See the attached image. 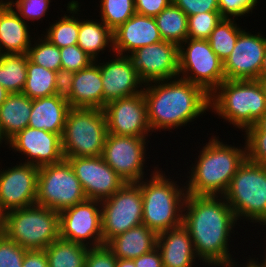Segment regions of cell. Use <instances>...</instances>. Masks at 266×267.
Instances as JSON below:
<instances>
[{"mask_svg": "<svg viewBox=\"0 0 266 267\" xmlns=\"http://www.w3.org/2000/svg\"><path fill=\"white\" fill-rule=\"evenodd\" d=\"M151 177L137 182L143 202L142 224L156 234L183 224V209L187 196L186 187L167 178L155 166Z\"/></svg>", "mask_w": 266, "mask_h": 267, "instance_id": "cell-4", "label": "cell"}, {"mask_svg": "<svg viewBox=\"0 0 266 267\" xmlns=\"http://www.w3.org/2000/svg\"><path fill=\"white\" fill-rule=\"evenodd\" d=\"M257 81L259 82V84L261 85L262 87V90L265 94V97H266V76H259L257 78Z\"/></svg>", "mask_w": 266, "mask_h": 267, "instance_id": "cell-54", "label": "cell"}, {"mask_svg": "<svg viewBox=\"0 0 266 267\" xmlns=\"http://www.w3.org/2000/svg\"><path fill=\"white\" fill-rule=\"evenodd\" d=\"M56 72L33 63L28 59L26 84L22 91L30 99L54 95Z\"/></svg>", "mask_w": 266, "mask_h": 267, "instance_id": "cell-33", "label": "cell"}, {"mask_svg": "<svg viewBox=\"0 0 266 267\" xmlns=\"http://www.w3.org/2000/svg\"><path fill=\"white\" fill-rule=\"evenodd\" d=\"M103 111L109 134L132 137H148L152 134L143 92L111 101Z\"/></svg>", "mask_w": 266, "mask_h": 267, "instance_id": "cell-14", "label": "cell"}, {"mask_svg": "<svg viewBox=\"0 0 266 267\" xmlns=\"http://www.w3.org/2000/svg\"><path fill=\"white\" fill-rule=\"evenodd\" d=\"M223 197L240 219L266 226V166L246 159Z\"/></svg>", "mask_w": 266, "mask_h": 267, "instance_id": "cell-6", "label": "cell"}, {"mask_svg": "<svg viewBox=\"0 0 266 267\" xmlns=\"http://www.w3.org/2000/svg\"><path fill=\"white\" fill-rule=\"evenodd\" d=\"M147 138L107 133L101 156L126 183L144 179Z\"/></svg>", "mask_w": 266, "mask_h": 267, "instance_id": "cell-13", "label": "cell"}, {"mask_svg": "<svg viewBox=\"0 0 266 267\" xmlns=\"http://www.w3.org/2000/svg\"><path fill=\"white\" fill-rule=\"evenodd\" d=\"M266 254V253H265ZM262 257H265L263 258V260H260L262 262H258L256 260H259L258 258L255 259V258H249V260L247 262H245V265L243 264H238V262H235V258H232V260L225 266V267H266V255L265 256H262ZM247 263V264H246ZM243 265V266H242Z\"/></svg>", "mask_w": 266, "mask_h": 267, "instance_id": "cell-49", "label": "cell"}, {"mask_svg": "<svg viewBox=\"0 0 266 267\" xmlns=\"http://www.w3.org/2000/svg\"><path fill=\"white\" fill-rule=\"evenodd\" d=\"M244 29L238 36L233 51L223 62L226 80H257L266 51V37Z\"/></svg>", "mask_w": 266, "mask_h": 267, "instance_id": "cell-18", "label": "cell"}, {"mask_svg": "<svg viewBox=\"0 0 266 267\" xmlns=\"http://www.w3.org/2000/svg\"><path fill=\"white\" fill-rule=\"evenodd\" d=\"M22 267H49L45 250H27Z\"/></svg>", "mask_w": 266, "mask_h": 267, "instance_id": "cell-48", "label": "cell"}, {"mask_svg": "<svg viewBox=\"0 0 266 267\" xmlns=\"http://www.w3.org/2000/svg\"><path fill=\"white\" fill-rule=\"evenodd\" d=\"M222 19L223 17L219 11L203 12L188 16L187 38L207 40Z\"/></svg>", "mask_w": 266, "mask_h": 267, "instance_id": "cell-37", "label": "cell"}, {"mask_svg": "<svg viewBox=\"0 0 266 267\" xmlns=\"http://www.w3.org/2000/svg\"><path fill=\"white\" fill-rule=\"evenodd\" d=\"M116 267H136L134 260L117 258Z\"/></svg>", "mask_w": 266, "mask_h": 267, "instance_id": "cell-51", "label": "cell"}, {"mask_svg": "<svg viewBox=\"0 0 266 267\" xmlns=\"http://www.w3.org/2000/svg\"><path fill=\"white\" fill-rule=\"evenodd\" d=\"M154 18L164 41L180 46L187 39L188 16L173 3H170Z\"/></svg>", "mask_w": 266, "mask_h": 267, "instance_id": "cell-31", "label": "cell"}, {"mask_svg": "<svg viewBox=\"0 0 266 267\" xmlns=\"http://www.w3.org/2000/svg\"><path fill=\"white\" fill-rule=\"evenodd\" d=\"M39 167L21 163L0 170V209L7 213L36 204Z\"/></svg>", "mask_w": 266, "mask_h": 267, "instance_id": "cell-15", "label": "cell"}, {"mask_svg": "<svg viewBox=\"0 0 266 267\" xmlns=\"http://www.w3.org/2000/svg\"><path fill=\"white\" fill-rule=\"evenodd\" d=\"M66 160L81 182L87 199L102 201L112 196L126 183L102 156L68 157Z\"/></svg>", "mask_w": 266, "mask_h": 267, "instance_id": "cell-17", "label": "cell"}, {"mask_svg": "<svg viewBox=\"0 0 266 267\" xmlns=\"http://www.w3.org/2000/svg\"><path fill=\"white\" fill-rule=\"evenodd\" d=\"M210 108L245 132L266 113V97L257 80H224L210 95Z\"/></svg>", "mask_w": 266, "mask_h": 267, "instance_id": "cell-5", "label": "cell"}, {"mask_svg": "<svg viewBox=\"0 0 266 267\" xmlns=\"http://www.w3.org/2000/svg\"><path fill=\"white\" fill-rule=\"evenodd\" d=\"M5 235L27 250H45L60 237L59 212L34 204L5 213Z\"/></svg>", "mask_w": 266, "mask_h": 267, "instance_id": "cell-7", "label": "cell"}, {"mask_svg": "<svg viewBox=\"0 0 266 267\" xmlns=\"http://www.w3.org/2000/svg\"><path fill=\"white\" fill-rule=\"evenodd\" d=\"M8 146L26 156L27 160L25 158L22 163L38 167L56 164L65 159L61 136L42 129L26 127L9 140Z\"/></svg>", "mask_w": 266, "mask_h": 267, "instance_id": "cell-19", "label": "cell"}, {"mask_svg": "<svg viewBox=\"0 0 266 267\" xmlns=\"http://www.w3.org/2000/svg\"><path fill=\"white\" fill-rule=\"evenodd\" d=\"M161 41L155 18L135 13L113 31V53L129 56L136 49Z\"/></svg>", "mask_w": 266, "mask_h": 267, "instance_id": "cell-21", "label": "cell"}, {"mask_svg": "<svg viewBox=\"0 0 266 267\" xmlns=\"http://www.w3.org/2000/svg\"><path fill=\"white\" fill-rule=\"evenodd\" d=\"M237 222L223 196L187 194L183 225L189 231L198 261L205 266L225 267L232 260L228 243Z\"/></svg>", "mask_w": 266, "mask_h": 267, "instance_id": "cell-1", "label": "cell"}, {"mask_svg": "<svg viewBox=\"0 0 266 267\" xmlns=\"http://www.w3.org/2000/svg\"><path fill=\"white\" fill-rule=\"evenodd\" d=\"M27 54H0V85L10 94L22 93L27 78Z\"/></svg>", "mask_w": 266, "mask_h": 267, "instance_id": "cell-32", "label": "cell"}, {"mask_svg": "<svg viewBox=\"0 0 266 267\" xmlns=\"http://www.w3.org/2000/svg\"><path fill=\"white\" fill-rule=\"evenodd\" d=\"M130 58L140 80L147 84L178 77L179 46L161 41L136 49Z\"/></svg>", "mask_w": 266, "mask_h": 267, "instance_id": "cell-16", "label": "cell"}, {"mask_svg": "<svg viewBox=\"0 0 266 267\" xmlns=\"http://www.w3.org/2000/svg\"><path fill=\"white\" fill-rule=\"evenodd\" d=\"M67 5V13L70 14L63 15L61 19L58 18L59 20H55L56 22L50 24L43 35L59 49L69 45H76L78 40L79 19L75 14H78V11L80 12V3L72 0Z\"/></svg>", "mask_w": 266, "mask_h": 267, "instance_id": "cell-29", "label": "cell"}, {"mask_svg": "<svg viewBox=\"0 0 266 267\" xmlns=\"http://www.w3.org/2000/svg\"><path fill=\"white\" fill-rule=\"evenodd\" d=\"M32 99L23 93L9 94L0 106V127L9 141L29 124Z\"/></svg>", "mask_w": 266, "mask_h": 267, "instance_id": "cell-27", "label": "cell"}, {"mask_svg": "<svg viewBox=\"0 0 266 267\" xmlns=\"http://www.w3.org/2000/svg\"><path fill=\"white\" fill-rule=\"evenodd\" d=\"M172 0H135L136 13L143 16H157Z\"/></svg>", "mask_w": 266, "mask_h": 267, "instance_id": "cell-46", "label": "cell"}, {"mask_svg": "<svg viewBox=\"0 0 266 267\" xmlns=\"http://www.w3.org/2000/svg\"><path fill=\"white\" fill-rule=\"evenodd\" d=\"M26 251L4 235L0 238V267H22Z\"/></svg>", "mask_w": 266, "mask_h": 267, "instance_id": "cell-40", "label": "cell"}, {"mask_svg": "<svg viewBox=\"0 0 266 267\" xmlns=\"http://www.w3.org/2000/svg\"><path fill=\"white\" fill-rule=\"evenodd\" d=\"M77 45L96 61L106 47L113 51V32L101 20L80 19Z\"/></svg>", "mask_w": 266, "mask_h": 267, "instance_id": "cell-28", "label": "cell"}, {"mask_svg": "<svg viewBox=\"0 0 266 267\" xmlns=\"http://www.w3.org/2000/svg\"><path fill=\"white\" fill-rule=\"evenodd\" d=\"M157 234L140 224L131 228L106 243L112 253L120 259H136L156 247Z\"/></svg>", "mask_w": 266, "mask_h": 267, "instance_id": "cell-26", "label": "cell"}, {"mask_svg": "<svg viewBox=\"0 0 266 267\" xmlns=\"http://www.w3.org/2000/svg\"><path fill=\"white\" fill-rule=\"evenodd\" d=\"M258 2V0H218L219 12L223 18L236 20L237 17L250 14Z\"/></svg>", "mask_w": 266, "mask_h": 267, "instance_id": "cell-42", "label": "cell"}, {"mask_svg": "<svg viewBox=\"0 0 266 267\" xmlns=\"http://www.w3.org/2000/svg\"><path fill=\"white\" fill-rule=\"evenodd\" d=\"M107 133L103 109L71 107L61 137L64 158L101 156Z\"/></svg>", "mask_w": 266, "mask_h": 267, "instance_id": "cell-8", "label": "cell"}, {"mask_svg": "<svg viewBox=\"0 0 266 267\" xmlns=\"http://www.w3.org/2000/svg\"><path fill=\"white\" fill-rule=\"evenodd\" d=\"M234 19L223 18L207 39L215 54L224 62L233 51L239 34L244 30Z\"/></svg>", "mask_w": 266, "mask_h": 267, "instance_id": "cell-34", "label": "cell"}, {"mask_svg": "<svg viewBox=\"0 0 266 267\" xmlns=\"http://www.w3.org/2000/svg\"><path fill=\"white\" fill-rule=\"evenodd\" d=\"M8 3H0V54H27L30 28Z\"/></svg>", "mask_w": 266, "mask_h": 267, "instance_id": "cell-23", "label": "cell"}, {"mask_svg": "<svg viewBox=\"0 0 266 267\" xmlns=\"http://www.w3.org/2000/svg\"><path fill=\"white\" fill-rule=\"evenodd\" d=\"M133 260L136 267H164L157 247Z\"/></svg>", "mask_w": 266, "mask_h": 267, "instance_id": "cell-47", "label": "cell"}, {"mask_svg": "<svg viewBox=\"0 0 266 267\" xmlns=\"http://www.w3.org/2000/svg\"><path fill=\"white\" fill-rule=\"evenodd\" d=\"M156 247L164 267H193L198 259L189 231L183 224L157 234Z\"/></svg>", "mask_w": 266, "mask_h": 267, "instance_id": "cell-22", "label": "cell"}, {"mask_svg": "<svg viewBox=\"0 0 266 267\" xmlns=\"http://www.w3.org/2000/svg\"><path fill=\"white\" fill-rule=\"evenodd\" d=\"M101 21L113 32L135 13V0H100Z\"/></svg>", "mask_w": 266, "mask_h": 267, "instance_id": "cell-35", "label": "cell"}, {"mask_svg": "<svg viewBox=\"0 0 266 267\" xmlns=\"http://www.w3.org/2000/svg\"><path fill=\"white\" fill-rule=\"evenodd\" d=\"M10 93L0 85V106Z\"/></svg>", "mask_w": 266, "mask_h": 267, "instance_id": "cell-53", "label": "cell"}, {"mask_svg": "<svg viewBox=\"0 0 266 267\" xmlns=\"http://www.w3.org/2000/svg\"><path fill=\"white\" fill-rule=\"evenodd\" d=\"M89 247L58 238L46 249L49 267H85Z\"/></svg>", "mask_w": 266, "mask_h": 267, "instance_id": "cell-30", "label": "cell"}, {"mask_svg": "<svg viewBox=\"0 0 266 267\" xmlns=\"http://www.w3.org/2000/svg\"><path fill=\"white\" fill-rule=\"evenodd\" d=\"M59 228L62 239L89 248L102 246L101 201L86 199L60 211Z\"/></svg>", "mask_w": 266, "mask_h": 267, "instance_id": "cell-12", "label": "cell"}, {"mask_svg": "<svg viewBox=\"0 0 266 267\" xmlns=\"http://www.w3.org/2000/svg\"><path fill=\"white\" fill-rule=\"evenodd\" d=\"M5 142V144H9V141L7 140V138L4 136L2 130H1V127H0V144H2L3 142ZM1 146V145H0Z\"/></svg>", "mask_w": 266, "mask_h": 267, "instance_id": "cell-56", "label": "cell"}, {"mask_svg": "<svg viewBox=\"0 0 266 267\" xmlns=\"http://www.w3.org/2000/svg\"><path fill=\"white\" fill-rule=\"evenodd\" d=\"M86 199L81 182L66 159L39 167L37 205L60 212Z\"/></svg>", "mask_w": 266, "mask_h": 267, "instance_id": "cell-9", "label": "cell"}, {"mask_svg": "<svg viewBox=\"0 0 266 267\" xmlns=\"http://www.w3.org/2000/svg\"><path fill=\"white\" fill-rule=\"evenodd\" d=\"M260 76H266V51L263 57L262 66L260 69Z\"/></svg>", "mask_w": 266, "mask_h": 267, "instance_id": "cell-55", "label": "cell"}, {"mask_svg": "<svg viewBox=\"0 0 266 267\" xmlns=\"http://www.w3.org/2000/svg\"><path fill=\"white\" fill-rule=\"evenodd\" d=\"M5 235V213L0 209V238Z\"/></svg>", "mask_w": 266, "mask_h": 267, "instance_id": "cell-52", "label": "cell"}, {"mask_svg": "<svg viewBox=\"0 0 266 267\" xmlns=\"http://www.w3.org/2000/svg\"><path fill=\"white\" fill-rule=\"evenodd\" d=\"M113 58L111 61L98 63L102 76L103 108L111 101L143 92L144 83L140 80L130 56L115 53Z\"/></svg>", "mask_w": 266, "mask_h": 267, "instance_id": "cell-20", "label": "cell"}, {"mask_svg": "<svg viewBox=\"0 0 266 267\" xmlns=\"http://www.w3.org/2000/svg\"><path fill=\"white\" fill-rule=\"evenodd\" d=\"M143 95L152 132L185 127L211 109L210 95L180 77L144 84Z\"/></svg>", "mask_w": 266, "mask_h": 267, "instance_id": "cell-2", "label": "cell"}, {"mask_svg": "<svg viewBox=\"0 0 266 267\" xmlns=\"http://www.w3.org/2000/svg\"><path fill=\"white\" fill-rule=\"evenodd\" d=\"M187 16L198 13L219 11L218 0H172Z\"/></svg>", "mask_w": 266, "mask_h": 267, "instance_id": "cell-44", "label": "cell"}, {"mask_svg": "<svg viewBox=\"0 0 266 267\" xmlns=\"http://www.w3.org/2000/svg\"><path fill=\"white\" fill-rule=\"evenodd\" d=\"M71 107L103 109V85L98 59L87 68L74 72Z\"/></svg>", "mask_w": 266, "mask_h": 267, "instance_id": "cell-24", "label": "cell"}, {"mask_svg": "<svg viewBox=\"0 0 266 267\" xmlns=\"http://www.w3.org/2000/svg\"><path fill=\"white\" fill-rule=\"evenodd\" d=\"M74 72L67 69H59L56 72L54 96L67 102L71 107L72 84Z\"/></svg>", "mask_w": 266, "mask_h": 267, "instance_id": "cell-45", "label": "cell"}, {"mask_svg": "<svg viewBox=\"0 0 266 267\" xmlns=\"http://www.w3.org/2000/svg\"><path fill=\"white\" fill-rule=\"evenodd\" d=\"M9 2V0H0V3H8Z\"/></svg>", "mask_w": 266, "mask_h": 267, "instance_id": "cell-57", "label": "cell"}, {"mask_svg": "<svg viewBox=\"0 0 266 267\" xmlns=\"http://www.w3.org/2000/svg\"><path fill=\"white\" fill-rule=\"evenodd\" d=\"M247 159L266 166V132H244Z\"/></svg>", "mask_w": 266, "mask_h": 267, "instance_id": "cell-41", "label": "cell"}, {"mask_svg": "<svg viewBox=\"0 0 266 267\" xmlns=\"http://www.w3.org/2000/svg\"><path fill=\"white\" fill-rule=\"evenodd\" d=\"M51 0H9L8 4L26 22L44 18ZM15 7V9H14Z\"/></svg>", "mask_w": 266, "mask_h": 267, "instance_id": "cell-38", "label": "cell"}, {"mask_svg": "<svg viewBox=\"0 0 266 267\" xmlns=\"http://www.w3.org/2000/svg\"><path fill=\"white\" fill-rule=\"evenodd\" d=\"M143 202L137 182L125 183L101 201L103 245L116 235L142 224Z\"/></svg>", "mask_w": 266, "mask_h": 267, "instance_id": "cell-11", "label": "cell"}, {"mask_svg": "<svg viewBox=\"0 0 266 267\" xmlns=\"http://www.w3.org/2000/svg\"><path fill=\"white\" fill-rule=\"evenodd\" d=\"M199 152L198 160L190 165L187 194L194 196H223L238 168L247 159V147L225 144L219 136L209 137Z\"/></svg>", "mask_w": 266, "mask_h": 267, "instance_id": "cell-3", "label": "cell"}, {"mask_svg": "<svg viewBox=\"0 0 266 267\" xmlns=\"http://www.w3.org/2000/svg\"><path fill=\"white\" fill-rule=\"evenodd\" d=\"M61 68L78 72L87 68L94 60L77 44L60 48Z\"/></svg>", "mask_w": 266, "mask_h": 267, "instance_id": "cell-39", "label": "cell"}, {"mask_svg": "<svg viewBox=\"0 0 266 267\" xmlns=\"http://www.w3.org/2000/svg\"><path fill=\"white\" fill-rule=\"evenodd\" d=\"M245 132H266V113Z\"/></svg>", "mask_w": 266, "mask_h": 267, "instance_id": "cell-50", "label": "cell"}, {"mask_svg": "<svg viewBox=\"0 0 266 267\" xmlns=\"http://www.w3.org/2000/svg\"><path fill=\"white\" fill-rule=\"evenodd\" d=\"M178 77L200 86L209 95L226 80L223 62L208 40L192 38H187L179 46Z\"/></svg>", "mask_w": 266, "mask_h": 267, "instance_id": "cell-10", "label": "cell"}, {"mask_svg": "<svg viewBox=\"0 0 266 267\" xmlns=\"http://www.w3.org/2000/svg\"><path fill=\"white\" fill-rule=\"evenodd\" d=\"M117 257L105 245L89 248L85 267H116Z\"/></svg>", "mask_w": 266, "mask_h": 267, "instance_id": "cell-43", "label": "cell"}, {"mask_svg": "<svg viewBox=\"0 0 266 267\" xmlns=\"http://www.w3.org/2000/svg\"><path fill=\"white\" fill-rule=\"evenodd\" d=\"M29 59L46 69L57 72L61 69L60 49L53 45L46 37H39L29 47L27 53Z\"/></svg>", "mask_w": 266, "mask_h": 267, "instance_id": "cell-36", "label": "cell"}, {"mask_svg": "<svg viewBox=\"0 0 266 267\" xmlns=\"http://www.w3.org/2000/svg\"><path fill=\"white\" fill-rule=\"evenodd\" d=\"M70 105L56 96L32 100L28 127L42 129L62 137Z\"/></svg>", "mask_w": 266, "mask_h": 267, "instance_id": "cell-25", "label": "cell"}]
</instances>
